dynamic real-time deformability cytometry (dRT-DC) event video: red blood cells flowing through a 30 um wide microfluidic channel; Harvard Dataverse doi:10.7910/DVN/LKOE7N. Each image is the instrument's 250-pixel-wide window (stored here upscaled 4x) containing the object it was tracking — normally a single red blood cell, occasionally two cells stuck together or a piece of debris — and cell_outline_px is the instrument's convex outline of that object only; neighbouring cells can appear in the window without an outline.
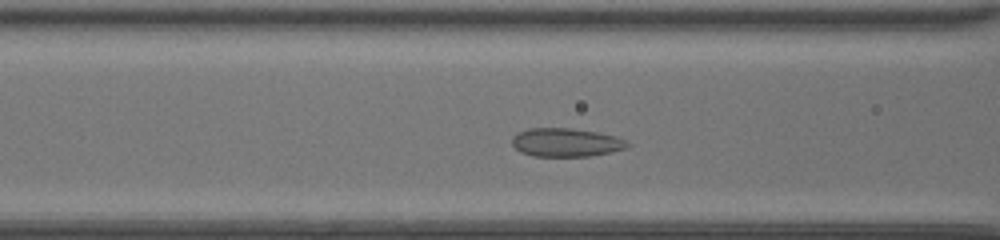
{"species": "common noctule bat (a hibernating species)", "species_latin": "Nyctalus noctula", "temperature_condition": "room temperature", "stored_images_in_passage": 38, "camera_frame_rate_fps": 3000, "um_per_image_px": 0.085, "animal": {"sex": "female", "body_mass_g": 20.0, "forearm_length_mm": 54.0}, "frame": {"image": 1, "passage_image": 11, "time_ms": 3.333, "image_size_px": [1000, 240], "cell_outline_px": [[632, 144], [628, 148], [588, 156], [532, 156], [520, 152], [512, 144], [512, 136], [516, 132], [528, 128], [568, 128], [596, 132], [616, 136], [628, 140]], "centroid_in_image_um": [48.11, 12.1], "position_along_channel_um": 118.5, "area_um2": 19.31}}
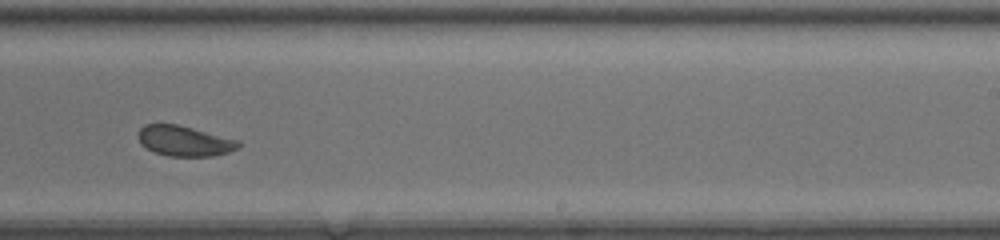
{"frame": {"image": 2, "passage_image": 22, "time_ms": 7.0, "image_size_px": [1000, 240], "cell_outline_px": [[240, 144], [236, 148], [228, 152], [212, 156], [168, 156], [156, 152], [140, 144], [140, 128], [144, 124], [176, 124], [240, 140]], "centroid_in_image_um": [15.69, 11.98], "position_along_channel_um": 273.3, "area_um2": 17.4}}
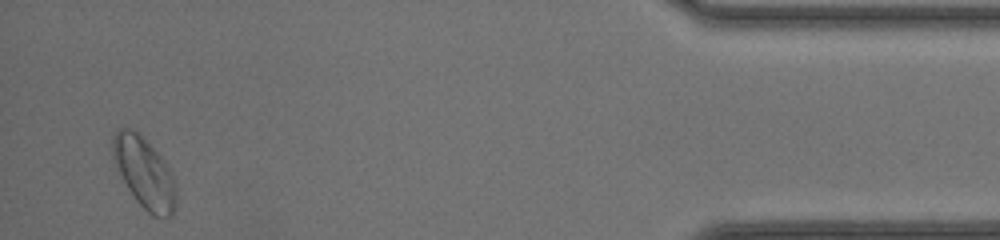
{"frame": {"image": 3, "passage_image": 37, "time_ms": 12.0, "image_size_px": [1000, 240], "cell_outline_px": [[176, 208], [172, 216], [152, 216], [136, 200], [128, 188], [112, 156], [112, 136], [116, 128], [128, 128], [140, 132], [160, 156], [168, 168], [172, 176], [176, 188]], "centroid_in_image_um": [12.26, 14.65], "position_along_channel_um": 422.9, "area_um2": 25.89}, "authors_computed_cell_mechanics": {"area_um2": 19.2185, "velocity_mm_per_s": 4.2356, "shape_relaxation_time_tau1_ms": 5.2319, "shape_relaxation_time_tau2_ms": null, "deformation_change_tau1": 0.1008, "deformation_change_tau2": null}}